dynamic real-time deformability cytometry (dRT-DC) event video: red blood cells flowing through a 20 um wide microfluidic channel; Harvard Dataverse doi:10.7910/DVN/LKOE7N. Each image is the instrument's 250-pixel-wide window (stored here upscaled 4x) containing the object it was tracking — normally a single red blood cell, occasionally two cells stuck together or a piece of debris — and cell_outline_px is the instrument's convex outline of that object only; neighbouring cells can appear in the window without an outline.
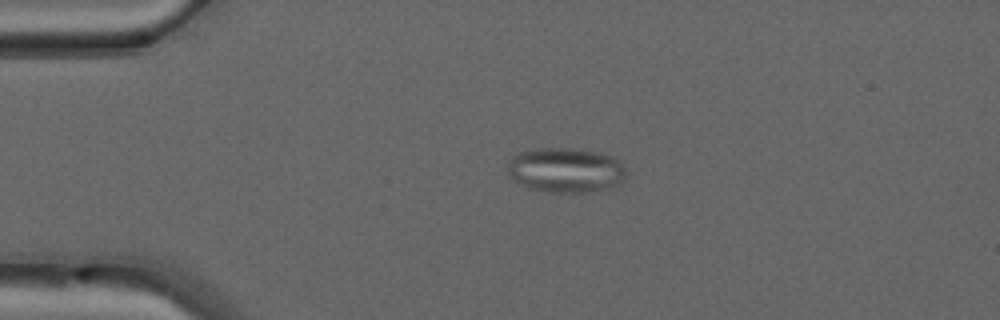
{"species": "common noctule bat (a hibernating species)", "species_latin": "Nyctalus noctula", "temperature_condition": "warm", "stored_images_in_passage": 40, "camera_frame_rate_fps": 3000, "um_per_image_px": 0.085, "animal": {"sex": "male", "forearm_length_mm": 52.5}, "frame": {"image": 1, "passage_image": 2, "time_ms": 0.333, "image_size_px": [1000, 320], "cell_outline_px": [[628, 172], [620, 188], [584, 192], [552, 192], [528, 188], [512, 180], [508, 176], [508, 164], [512, 156], [520, 152], [536, 148], [580, 148], [612, 156], [620, 160]], "centroid_in_image_um": [48.15, 14.47], "position_along_channel_um": 36.9, "area_um2": 31.79}}
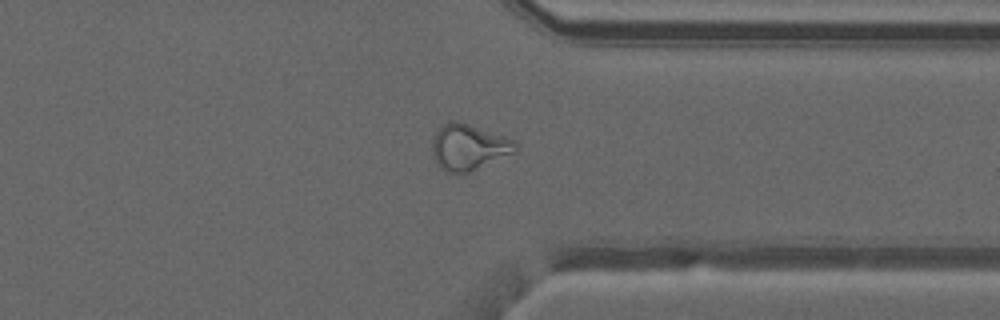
{"frame": {"image": 2, "passage_image": 29, "time_ms": 9.333, "image_size_px": [1000, 320], "cell_outline_px": [[520, 144], [516, 152], [468, 172], [444, 172], [440, 168], [432, 152], [432, 140], [436, 132], [448, 120], [456, 120], [516, 140]], "centroid_in_image_um": [39.86, 12.49], "position_along_channel_um": 371.5, "area_um2": 22.2}}
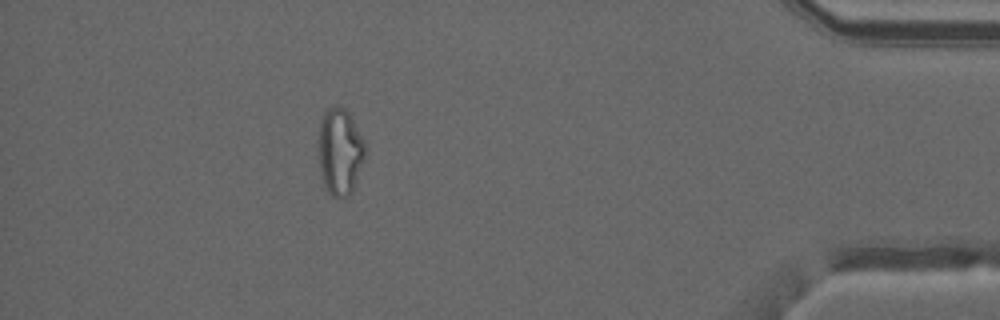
{"frame": {"image": 3, "passage_image": 35, "time_ms": 11.333, "image_size_px": [1000, 320], "cell_outline_px": [[368, 148], [364, 160], [352, 192], [348, 196], [332, 196], [324, 188], [320, 172], [316, 140], [320, 116], [332, 104], [336, 104], [344, 108], [348, 112]], "centroid_in_image_um": [28.85, 12.84], "position_along_channel_um": 406.3, "area_um2": 24.45}, "authors_computed_cell_mechanics": {"area_um2": 22.8021, "velocity_mm_per_s": 4.1541, "shape_relaxation_time_tau1_ms": null, "shape_relaxation_time_tau2_ms": 1.7393, "deformation_change_tau1": null, "deformation_change_tau2": 0.0957}}